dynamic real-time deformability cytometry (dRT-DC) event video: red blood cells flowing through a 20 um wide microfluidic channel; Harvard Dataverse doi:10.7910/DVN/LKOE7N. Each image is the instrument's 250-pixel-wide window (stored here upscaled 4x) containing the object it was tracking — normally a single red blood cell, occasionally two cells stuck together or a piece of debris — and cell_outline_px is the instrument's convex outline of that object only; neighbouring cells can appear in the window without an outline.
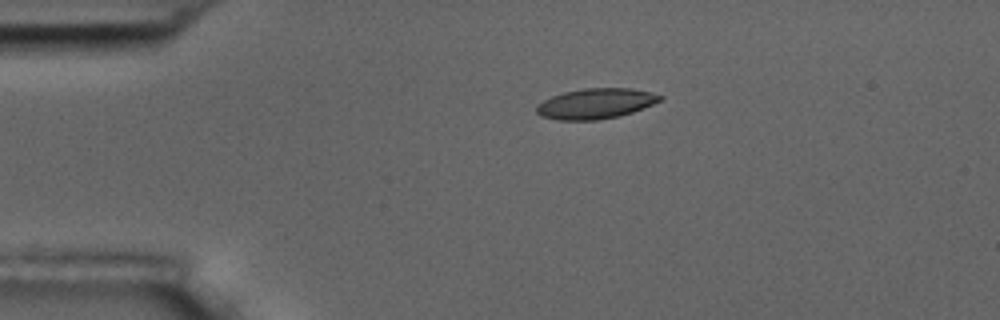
{"species": "common noctule bat (a hibernating species)", "species_latin": "Nyctalus noctula", "temperature_condition": "room temperature", "stored_images_in_passage": 4, "camera_frame_rate_fps": 3000, "um_per_image_px": 0.085, "animal": {"sex": "male", "body_mass_g": 17.5, "forearm_length_mm": 52.3}, "frame": {"image": 1, "passage_image": 1, "time_ms": 0.0, "image_size_px": [1000, 320], "cell_outline_px": [[664, 96], [660, 100], [652, 104], [632, 112], [620, 116], [596, 120], [556, 120], [540, 116], [536, 112], [536, 104], [552, 96], [564, 92], [584, 88], [632, 88]], "centroid_in_image_um": [50.58, 8.81], "position_along_channel_um": 34.4, "area_um2": 21.79}}
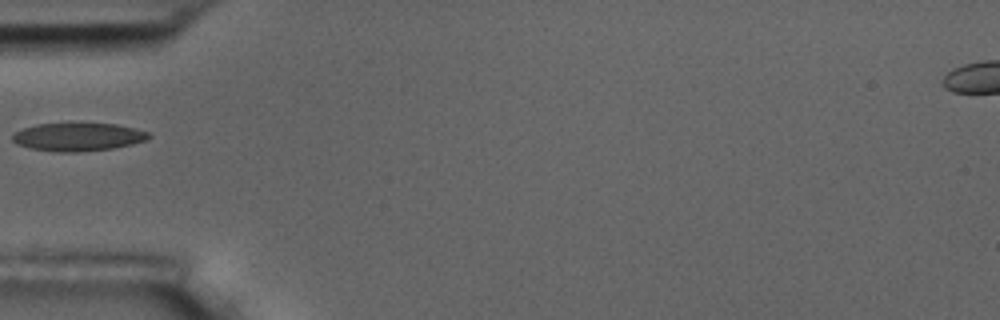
{"frame": {"image": 2, "passage_image": 3, "time_ms": 2.333, "image_size_px": [1000, 320], "cell_outline_px": [[152, 136], [144, 140], [132, 144], [112, 148], [76, 152], [60, 152], [32, 148], [16, 144], [12, 140], [12, 136], [16, 132], [24, 128], [36, 124], [68, 120], [116, 124], [148, 132]], "centroid_in_image_um": [6.6, 11.58], "position_along_channel_um": 78.4, "area_um2": 23.0}}